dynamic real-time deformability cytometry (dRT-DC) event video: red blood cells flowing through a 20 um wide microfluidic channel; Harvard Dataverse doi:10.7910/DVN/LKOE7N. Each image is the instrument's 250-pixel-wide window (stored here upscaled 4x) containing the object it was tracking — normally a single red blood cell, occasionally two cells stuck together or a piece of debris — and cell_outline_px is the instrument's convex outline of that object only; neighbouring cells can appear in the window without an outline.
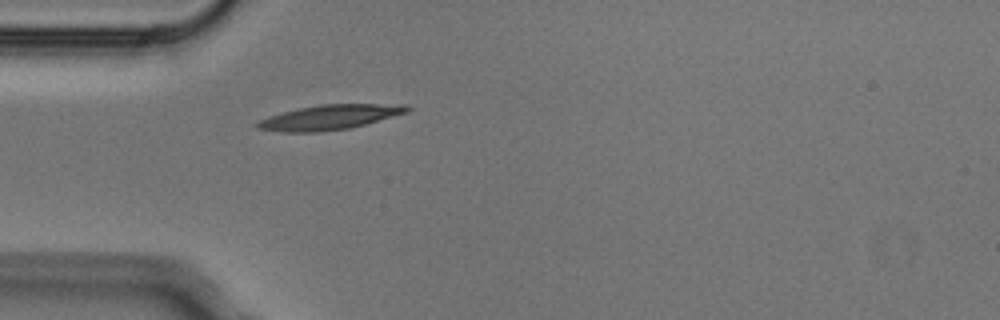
{"species": "Egyptian fruit bat (a non-hibernating species)", "species_latin": "Rousettus aegyptiacus", "temperature_condition": "cold", "stored_images_in_passage": 3, "camera_frame_rate_fps": 3000, "um_per_image_px": 0.085, "animal": {"sex": "male"}, "frame": {"image": 1, "passage_image": 3, "time_ms": 0.667, "image_size_px": [1000, 320], "cell_outline_px": [[412, 108], [408, 112], [364, 124], [348, 128], [316, 132], [284, 132], [256, 128], [252, 124], [268, 116], [300, 108], [320, 104], [408, 104]], "centroid_in_image_um": [28.01, 9.96], "position_along_channel_um": 57.0, "area_um2": 21.5}}